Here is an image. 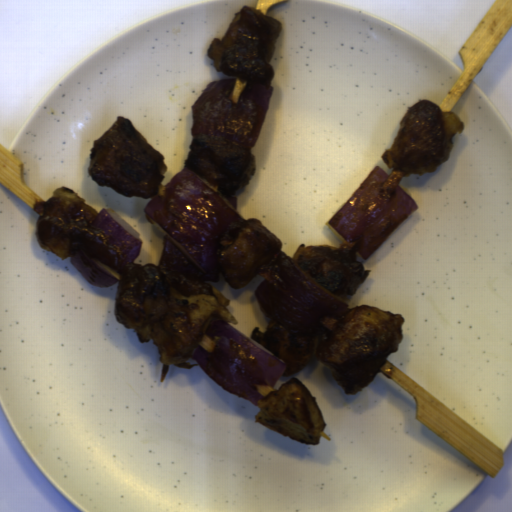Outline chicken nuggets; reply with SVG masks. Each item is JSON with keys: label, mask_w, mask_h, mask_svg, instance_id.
I'll return each instance as SVG.
<instances>
[{"label": "chicken nuggets", "mask_w": 512, "mask_h": 512, "mask_svg": "<svg viewBox=\"0 0 512 512\" xmlns=\"http://www.w3.org/2000/svg\"><path fill=\"white\" fill-rule=\"evenodd\" d=\"M404 317L374 306L347 309L343 318H325L317 336H295L272 317L266 330H252L251 339L284 362L282 377L292 376L317 357L332 370L346 395L363 391L379 374L387 357L403 340Z\"/></svg>", "instance_id": "f4ed5422"}, {"label": "chicken nuggets", "mask_w": 512, "mask_h": 512, "mask_svg": "<svg viewBox=\"0 0 512 512\" xmlns=\"http://www.w3.org/2000/svg\"><path fill=\"white\" fill-rule=\"evenodd\" d=\"M186 168L226 196L249 185L256 168L252 149H244L212 137L193 136Z\"/></svg>", "instance_id": "80899664"}, {"label": "chicken nuggets", "mask_w": 512, "mask_h": 512, "mask_svg": "<svg viewBox=\"0 0 512 512\" xmlns=\"http://www.w3.org/2000/svg\"><path fill=\"white\" fill-rule=\"evenodd\" d=\"M400 128L391 148L381 155L388 169L403 172L402 177L433 173L449 161L453 137L464 130L453 112L428 100L412 105L399 122Z\"/></svg>", "instance_id": "bb5aeace"}, {"label": "chicken nuggets", "mask_w": 512, "mask_h": 512, "mask_svg": "<svg viewBox=\"0 0 512 512\" xmlns=\"http://www.w3.org/2000/svg\"><path fill=\"white\" fill-rule=\"evenodd\" d=\"M282 29L278 19L245 5L234 14L223 39L213 38L207 55L222 74L251 83L272 82L275 74L270 62Z\"/></svg>", "instance_id": "2cc3b61b"}, {"label": "chicken nuggets", "mask_w": 512, "mask_h": 512, "mask_svg": "<svg viewBox=\"0 0 512 512\" xmlns=\"http://www.w3.org/2000/svg\"><path fill=\"white\" fill-rule=\"evenodd\" d=\"M114 315L118 323L136 331L141 342H150L162 364L160 383L170 365L182 369L200 346L212 351L215 343L206 335L210 322L222 318L239 324L229 310L230 299L207 280H187L171 267L141 262L127 263L117 273Z\"/></svg>", "instance_id": "90cb4de2"}, {"label": "chicken nuggets", "mask_w": 512, "mask_h": 512, "mask_svg": "<svg viewBox=\"0 0 512 512\" xmlns=\"http://www.w3.org/2000/svg\"><path fill=\"white\" fill-rule=\"evenodd\" d=\"M255 422L283 436L310 445L320 444L326 423L322 413L300 379L291 378L277 390L258 400Z\"/></svg>", "instance_id": "7819a8a1"}, {"label": "chicken nuggets", "mask_w": 512, "mask_h": 512, "mask_svg": "<svg viewBox=\"0 0 512 512\" xmlns=\"http://www.w3.org/2000/svg\"><path fill=\"white\" fill-rule=\"evenodd\" d=\"M167 167L155 150L125 116L93 141L87 171L99 186L114 188L124 196L149 198L158 193Z\"/></svg>", "instance_id": "cc037f56"}, {"label": "chicken nuggets", "mask_w": 512, "mask_h": 512, "mask_svg": "<svg viewBox=\"0 0 512 512\" xmlns=\"http://www.w3.org/2000/svg\"><path fill=\"white\" fill-rule=\"evenodd\" d=\"M281 247L280 238L255 217L225 230L215 256L225 281L238 290L253 280Z\"/></svg>", "instance_id": "73b27043"}, {"label": "chicken nuggets", "mask_w": 512, "mask_h": 512, "mask_svg": "<svg viewBox=\"0 0 512 512\" xmlns=\"http://www.w3.org/2000/svg\"><path fill=\"white\" fill-rule=\"evenodd\" d=\"M97 214L78 193L58 187L52 191L37 220V238L41 247L62 261L74 255Z\"/></svg>", "instance_id": "32966112"}, {"label": "chicken nuggets", "mask_w": 512, "mask_h": 512, "mask_svg": "<svg viewBox=\"0 0 512 512\" xmlns=\"http://www.w3.org/2000/svg\"><path fill=\"white\" fill-rule=\"evenodd\" d=\"M310 278L334 295H354L372 272L357 261L352 245L339 247L301 244L291 258Z\"/></svg>", "instance_id": "0e121df3"}]
</instances>
